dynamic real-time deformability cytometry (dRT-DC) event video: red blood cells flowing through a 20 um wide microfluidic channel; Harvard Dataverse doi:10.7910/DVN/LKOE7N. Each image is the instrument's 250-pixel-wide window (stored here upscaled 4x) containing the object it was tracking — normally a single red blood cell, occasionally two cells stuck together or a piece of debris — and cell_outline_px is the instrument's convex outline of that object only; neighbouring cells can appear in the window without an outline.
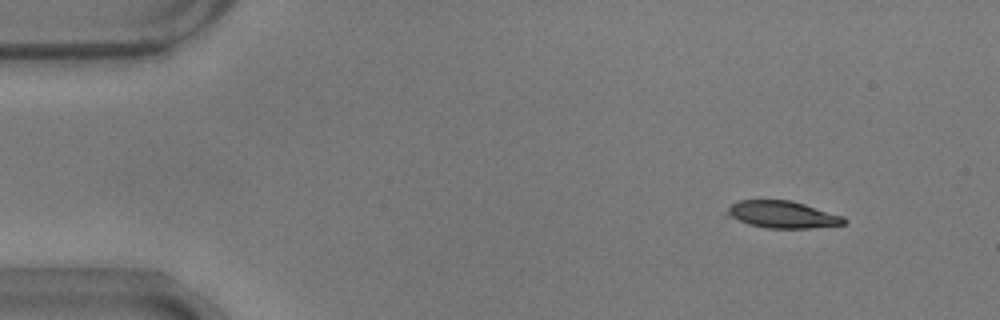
{"species": "common noctule bat (a hibernating species)", "species_latin": "Nyctalus noctula", "temperature_condition": "warm", "stored_images_in_passage": 10, "camera_frame_rate_fps": 3000, "um_per_image_px": 0.085, "animal": {"sex": "male", "body_mass_g": 17.9}, "frame": {"image": 1, "passage_image": 1, "time_ms": 0.0, "image_size_px": [1000, 320], "cell_outline_px": [[848, 220], [844, 224], [812, 228], [764, 228], [748, 224], [724, 216], [724, 212], [732, 204], [740, 200], [792, 200], [844, 216]], "centroid_in_image_um": [66.48, 18.24], "position_along_channel_um": 18.5, "area_um2": 18.73}}
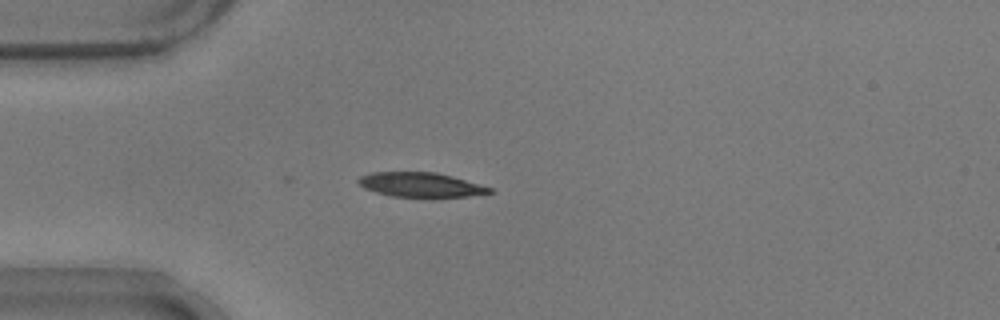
{"frame": {"image": 2, "passage_image": 10, "time_ms": 3.0, "image_size_px": [1000, 320], "cell_outline_px": [[496, 192], [440, 200], [432, 200], [392, 196], [376, 192], [364, 188], [356, 180], [360, 176], [372, 172], [436, 172], [452, 176], [492, 188]], "centroid_in_image_um": [35.81, 15.76], "position_along_channel_um": 49.2, "area_um2": 19.65}}